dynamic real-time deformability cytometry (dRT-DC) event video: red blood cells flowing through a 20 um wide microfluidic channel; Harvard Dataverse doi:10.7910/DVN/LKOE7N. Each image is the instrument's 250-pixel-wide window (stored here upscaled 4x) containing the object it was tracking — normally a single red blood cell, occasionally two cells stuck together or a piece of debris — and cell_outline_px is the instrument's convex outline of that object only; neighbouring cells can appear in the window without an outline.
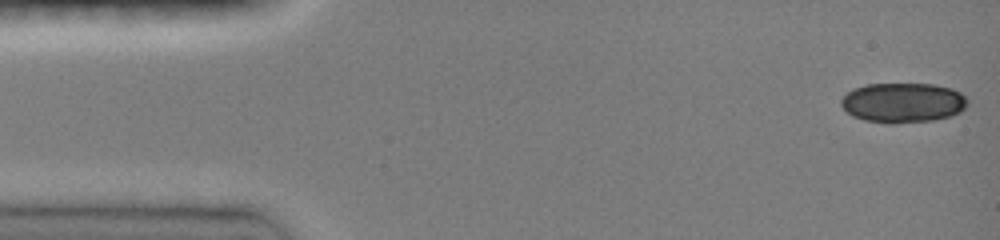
{"species": "common noctule bat (a hibernating species)", "species_latin": "Nyctalus noctula", "temperature_condition": "room temperature", "stored_images_in_passage": 45, "camera_frame_rate_fps": 3000, "um_per_image_px": 0.085, "animal": {"sex": "female", "body_mass_g": 19.0, "forearm_length_mm": 51.5}, "frame": {"image": 1, "passage_image": 1, "time_ms": 0.0, "image_size_px": [1000, 240], "cell_outline_px": [[968, 104], [960, 112], [948, 116], [932, 120], [892, 124], [888, 124], [864, 120], [852, 116], [840, 104], [840, 100], [852, 88], [868, 84], [932, 84], [952, 88], [960, 92], [968, 100]], "centroid_in_image_um": [76.73, 8.73], "position_along_channel_um": 8.3, "area_um2": 29.42}, "authors_computed_cell_mechanics": {"area_um2": 20.4034, "velocity_mm_per_s": 4.1798, "shape_relaxation_time_tau1_ms": 1.7833, "shape_relaxation_time_tau2_ms": null, "deformation_change_tau1": 0.1287, "deformation_change_tau2": null}}